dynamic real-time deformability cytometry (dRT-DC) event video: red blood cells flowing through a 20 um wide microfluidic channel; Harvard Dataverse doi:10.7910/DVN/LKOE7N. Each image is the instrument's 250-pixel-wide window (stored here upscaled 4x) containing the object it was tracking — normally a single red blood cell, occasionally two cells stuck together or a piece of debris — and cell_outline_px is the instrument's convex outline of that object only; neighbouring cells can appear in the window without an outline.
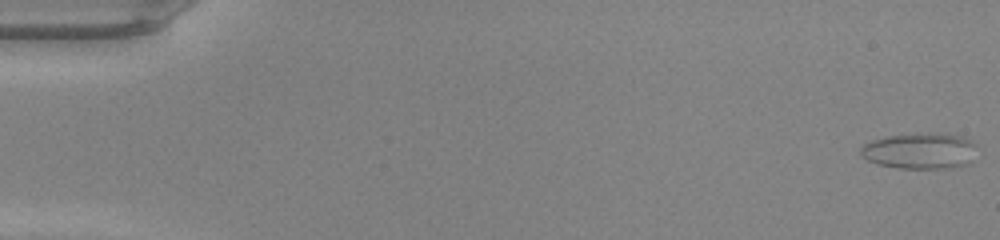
{"species": "common noctule bat (a hibernating species)", "species_latin": "Nyctalus noctula", "temperature_condition": "warm", "stored_images_in_passage": 49, "camera_frame_rate_fps": 3000, "um_per_image_px": 0.085, "animal": {"sex": "male", "body_mass_g": 20.0, "forearm_length_mm": 53.3}, "frame": {"image": 1, "passage_image": 1, "time_ms": 0.0, "image_size_px": [1000, 240], "cell_outline_px": [[976, 144], [972, 164], [952, 168], [896, 168], [880, 164], [868, 160], [860, 152], [860, 148], [864, 144], [872, 140], [888, 136], [932, 132], [948, 132], [964, 136], [972, 140]], "centroid_in_image_um": [78.29, 12.81], "position_along_channel_um": 6.7, "area_um2": 24.85}}
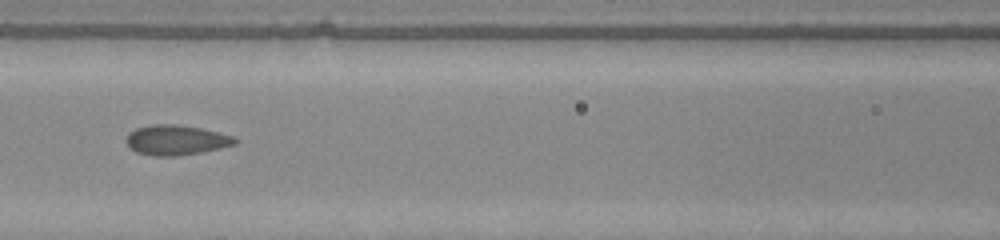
{"frame": {"image": 2, "passage_image": 23, "time_ms": 7.333, "image_size_px": [1000, 240], "cell_outline_px": [[240, 140], [236, 144], [220, 148], [200, 152], [176, 156], [152, 156], [136, 152], [128, 148], [124, 140], [128, 132], [136, 128], [152, 124], [176, 124], [200, 128], [236, 136]], "centroid_in_image_um": [14.94, 11.9], "position_along_channel_um": 151.7, "area_um2": 19.36}}
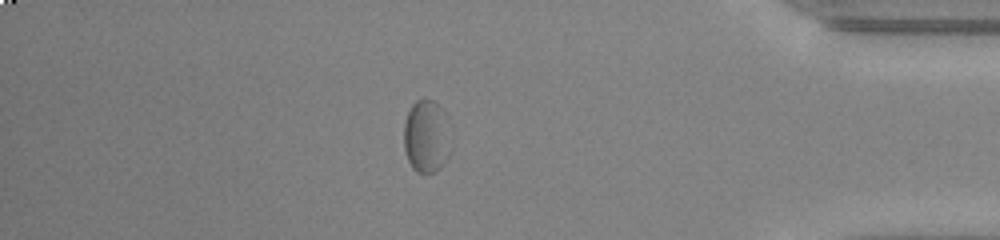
{"frame": {"image": 3, "passage_image": 43, "time_ms": 14.0, "image_size_px": [1000, 240], "cell_outline_px": [[448, 156], [440, 168], [436, 172], [424, 176], [416, 172], [412, 168], [408, 160], [404, 148], [404, 120], [412, 104], [416, 100], [424, 96], [432, 100], [448, 116]], "centroid_in_image_um": [36.22, 11.6], "position_along_channel_um": 399.0, "area_um2": 20.29}}